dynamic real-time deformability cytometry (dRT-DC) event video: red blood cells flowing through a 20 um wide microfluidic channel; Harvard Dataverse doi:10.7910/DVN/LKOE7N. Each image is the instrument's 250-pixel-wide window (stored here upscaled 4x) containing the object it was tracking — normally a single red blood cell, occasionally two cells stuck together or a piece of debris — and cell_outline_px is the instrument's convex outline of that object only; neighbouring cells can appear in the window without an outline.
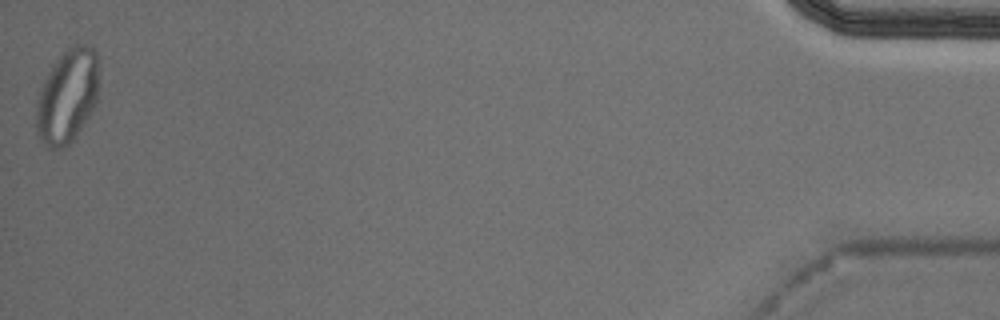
{"species": "Egyptian fruit bat (a non-hibernating species)", "species_latin": "Rousettus aegyptiacus", "temperature_condition": "cold", "stored_images_in_passage": 54, "camera_frame_rate_fps": 3000, "um_per_image_px": 0.085, "animal": {"sex": "male"}, "frame": {"image": 1, "passage_image": 54, "time_ms": 17.667, "image_size_px": [1000, 320], "cell_outline_px": [[96, 104], [76, 136], [64, 148], [48, 148], [40, 140], [36, 132], [36, 100], [44, 80], [52, 64], [68, 48], [76, 44], [88, 44], [96, 52]], "centroid_in_image_um": [5.68, 8.2], "position_along_channel_um": 429.5, "area_um2": 33.93}, "authors_computed_cell_mechanics": {"area_um2": 20.3456, "velocity_mm_per_s": 3.7264, "shape_relaxation_time_tau1_ms": null, "shape_relaxation_time_tau2_ms": 1.1606, "deformation_change_tau1": null, "deformation_change_tau2": 0.0507}}